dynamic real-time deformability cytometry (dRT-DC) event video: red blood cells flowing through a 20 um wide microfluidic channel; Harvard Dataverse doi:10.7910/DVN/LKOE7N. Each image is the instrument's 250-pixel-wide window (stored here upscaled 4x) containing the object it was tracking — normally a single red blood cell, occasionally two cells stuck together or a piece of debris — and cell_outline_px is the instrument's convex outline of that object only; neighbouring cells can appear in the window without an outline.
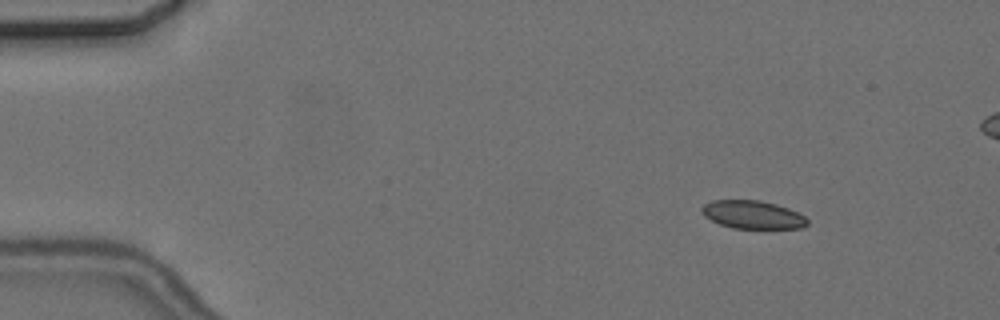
{"species": "common noctule bat (a hibernating species)", "species_latin": "Nyctalus noctula", "temperature_condition": "cold", "stored_images_in_passage": 6, "camera_frame_rate_fps": 3000, "um_per_image_px": 0.085, "animal": {"sex": "female", "body_mass_g": 24.6, "forearm_length_mm": 56.2}, "frame": {"image": 1, "passage_image": 2, "time_ms": 1.0, "image_size_px": [1000, 320], "cell_outline_px": [[808, 224], [804, 228], [732, 228], [720, 224], [704, 216], [700, 212], [700, 208], [704, 204], [712, 200], [760, 200], [776, 204], [788, 208], [804, 216], [808, 220]], "centroid_in_image_um": [63.96, 18.24], "position_along_channel_um": 21.0, "area_um2": 17.34}}
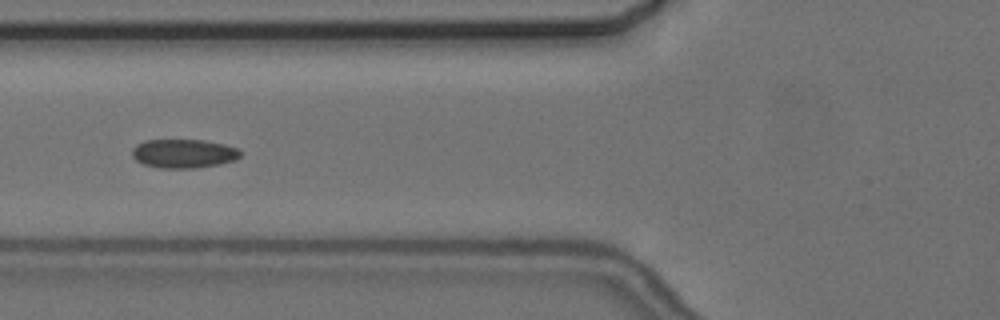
{"frame": {"image": 2, "passage_image": 6, "time_ms": 6.0, "image_size_px": [1000, 320], "cell_outline_px": [[240, 156], [236, 160], [220, 164], [196, 168], [160, 168], [144, 164], [136, 160], [132, 156], [132, 148], [136, 144], [144, 140], [204, 140], [224, 144], [236, 148], [240, 152]], "centroid_in_image_um": [15.59, 13.05], "position_along_channel_um": 110.2, "area_um2": 18.26}}